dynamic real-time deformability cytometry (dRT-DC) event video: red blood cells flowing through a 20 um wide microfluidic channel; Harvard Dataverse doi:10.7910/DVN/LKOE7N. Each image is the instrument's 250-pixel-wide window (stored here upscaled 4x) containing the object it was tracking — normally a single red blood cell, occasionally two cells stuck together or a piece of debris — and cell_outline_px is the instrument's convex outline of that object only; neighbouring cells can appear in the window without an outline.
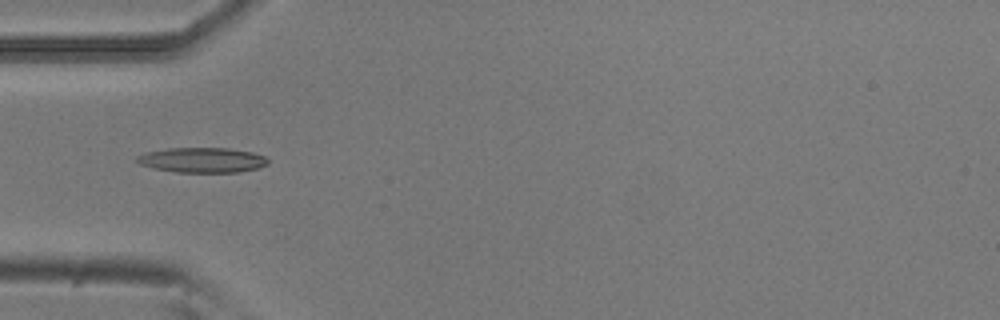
{"species": "common noctule bat (a hibernating species)", "species_latin": "Nyctalus noctula", "temperature_condition": "room temperature", "stored_images_in_passage": 54, "camera_frame_rate_fps": 3000, "um_per_image_px": 0.085, "animal": {"sex": "male", "body_mass_g": 20.5, "forearm_length_mm": 52.5}, "frame": {"image": 1, "passage_image": 17, "time_ms": 5.333, "image_size_px": [1000, 320], "cell_outline_px": [[268, 164], [260, 168], [236, 172], [176, 172], [152, 168], [140, 164], [136, 160], [136, 156], [148, 152], [168, 148], [228, 148], [252, 152], [264, 156], [268, 160]], "centroid_in_image_um": [17.2, 13.6], "position_along_channel_um": 67.8, "area_um2": 19.07}}
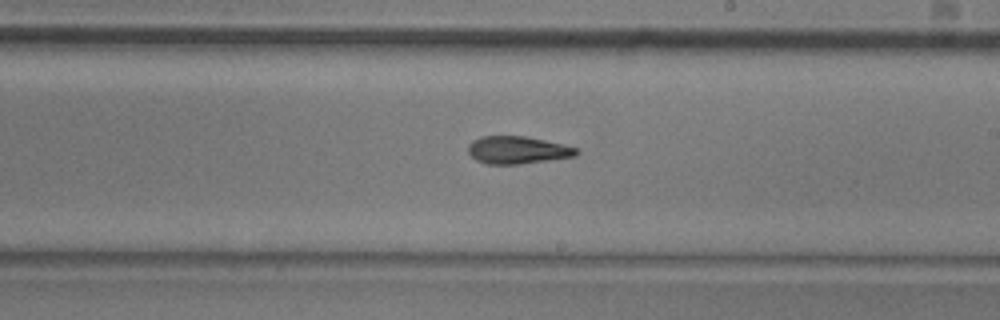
{"frame": {"image": 2, "passage_image": 31, "time_ms": 10.0, "image_size_px": [1000, 320], "cell_outline_px": [[580, 152], [576, 156], [552, 160], [520, 164], [488, 164], [476, 160], [468, 152], [468, 144], [472, 140], [480, 136], [524, 136], [564, 144], [576, 148]], "centroid_in_image_um": [43.99, 12.75], "position_along_channel_um": 245.0, "area_um2": 17.51}}
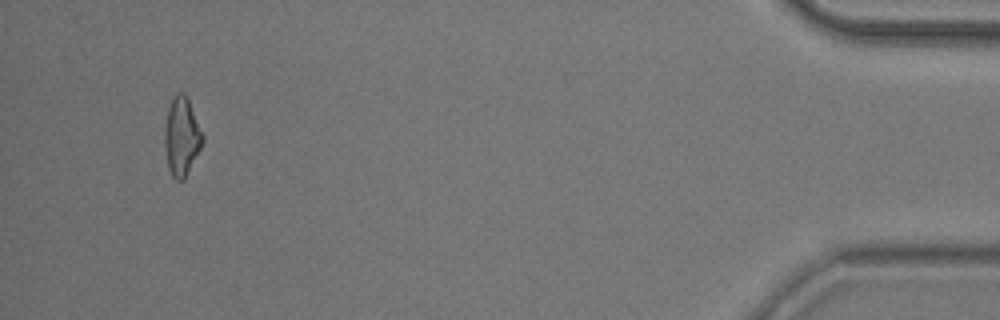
{"frame": {"image": 3, "passage_image": 51, "time_ms": 16.667, "image_size_px": [1000, 320], "cell_outline_px": [[204, 140], [184, 180], [176, 180], [172, 176], [168, 168], [164, 144], [164, 128], [168, 108], [176, 92], [184, 92], [188, 100], [204, 136]], "centroid_in_image_um": [15.42, 11.61], "position_along_channel_um": 419.8, "area_um2": 17.22}, "authors_computed_cell_mechanics": {"area_um2": 17.6868, "velocity_mm_per_s": 3.7784, "shape_relaxation_time_tau1_ms": 7.0696, "shape_relaxation_time_tau2_ms": 5.0694, "deformation_change_tau1": 0.1845, "deformation_change_tau2": 0.1403}}